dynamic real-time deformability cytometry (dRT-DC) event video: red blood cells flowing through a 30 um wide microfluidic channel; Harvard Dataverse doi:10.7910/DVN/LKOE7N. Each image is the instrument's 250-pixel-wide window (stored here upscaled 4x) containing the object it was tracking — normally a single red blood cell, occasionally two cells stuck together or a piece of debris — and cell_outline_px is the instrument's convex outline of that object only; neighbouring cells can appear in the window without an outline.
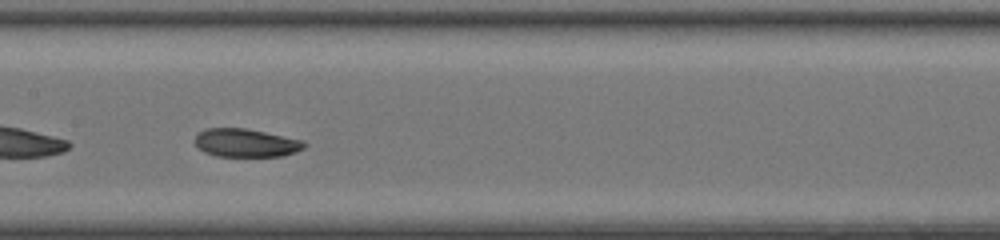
{"species": "common noctule bat (a hibernating species)", "species_latin": "Nyctalus noctula", "temperature_condition": "room temperature", "stored_images_in_passage": 33, "camera_frame_rate_fps": 3000, "um_per_image_px": 0.085, "animal": {"sex": "female", "body_mass_g": 20.0, "forearm_length_mm": 54.0}, "frame": {"image": 1, "passage_image": 10, "time_ms": 3.0, "image_size_px": [1000, 240], "cell_outline_px": [[308, 144], [304, 148], [296, 152], [284, 156], [216, 156], [204, 152], [196, 144], [196, 132], [204, 128], [248, 128], [304, 140]], "centroid_in_image_um": [20.94, 12.13], "position_along_channel_um": 186.5, "area_um2": 18.26}}
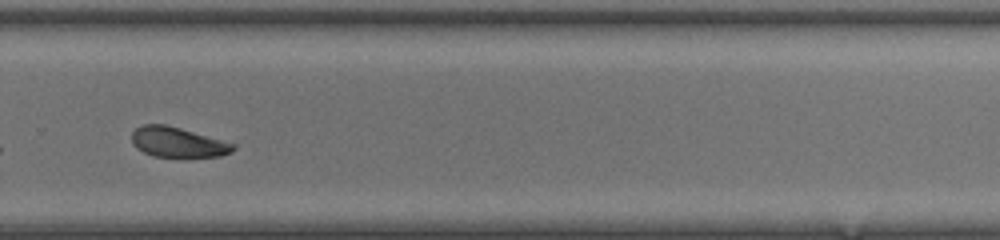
{"frame": {"image": 2, "passage_image": 19, "time_ms": 6.0, "image_size_px": [1000, 240], "cell_outline_px": [[236, 148], [232, 152], [220, 156], [152, 156], [136, 148], [132, 144], [132, 132], [140, 124], [164, 124], [180, 128], [236, 144]], "centroid_in_image_um": [15.08, 12.08], "position_along_channel_um": 314.7, "area_um2": 17.63}, "authors_computed_cell_mechanics": {"area_um2": 19.0162, "velocity_mm_per_s": 4.2875, "shape_relaxation_time_tau1_ms": 9.2622, "shape_relaxation_time_tau2_ms": 2.2985, "deformation_change_tau1": 0.1791, "deformation_change_tau2": 0.086}}